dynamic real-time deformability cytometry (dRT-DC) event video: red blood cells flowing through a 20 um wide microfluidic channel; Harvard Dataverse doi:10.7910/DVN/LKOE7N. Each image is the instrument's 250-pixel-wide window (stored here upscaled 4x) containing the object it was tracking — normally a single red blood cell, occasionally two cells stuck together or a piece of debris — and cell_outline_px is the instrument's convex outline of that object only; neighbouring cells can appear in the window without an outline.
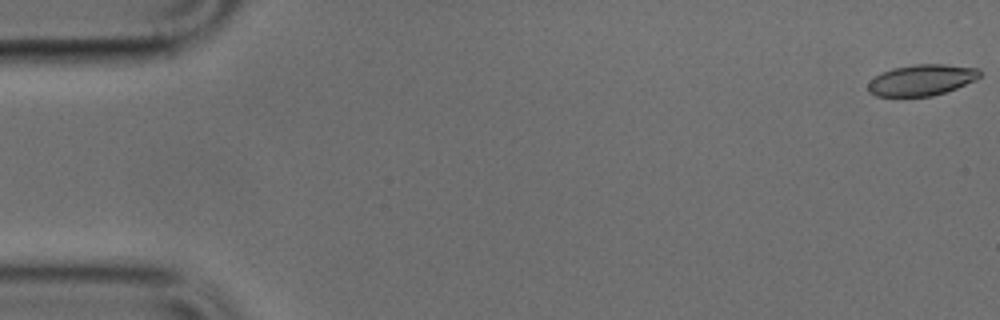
{"species": "common noctule bat (a hibernating species)", "species_latin": "Nyctalus noctula", "temperature_condition": "cold", "stored_images_in_passage": 20, "camera_frame_rate_fps": 3000, "um_per_image_px": 0.085, "animal": {"sex": "male", "body_mass_g": 17.9, "forearm_length_mm": 54.2}, "frame": {"image": 1, "passage_image": 1, "time_ms": 0.0, "image_size_px": [1000, 320], "cell_outline_px": [[980, 76], [976, 80], [956, 88], [932, 96], [876, 96], [868, 92], [868, 84], [876, 76], [892, 68], [916, 64], [944, 64], [980, 68]], "centroid_in_image_um": [78.37, 6.8], "position_along_channel_um": 6.6, "area_um2": 20.11}}
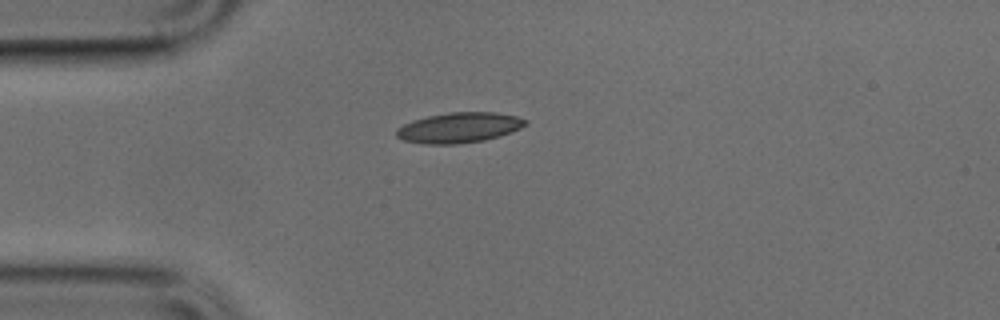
{"frame": {"image": 2, "passage_image": 13, "time_ms": 4.0, "image_size_px": [1000, 320], "cell_outline_px": [[528, 124], [512, 132], [500, 136], [484, 140], [456, 144], [428, 144], [404, 140], [396, 136], [396, 128], [412, 120], [428, 116], [448, 112], [496, 112], [516, 116], [528, 120]], "centroid_in_image_um": [39.04, 10.84], "position_along_channel_um": 46.0, "area_um2": 22.83}}